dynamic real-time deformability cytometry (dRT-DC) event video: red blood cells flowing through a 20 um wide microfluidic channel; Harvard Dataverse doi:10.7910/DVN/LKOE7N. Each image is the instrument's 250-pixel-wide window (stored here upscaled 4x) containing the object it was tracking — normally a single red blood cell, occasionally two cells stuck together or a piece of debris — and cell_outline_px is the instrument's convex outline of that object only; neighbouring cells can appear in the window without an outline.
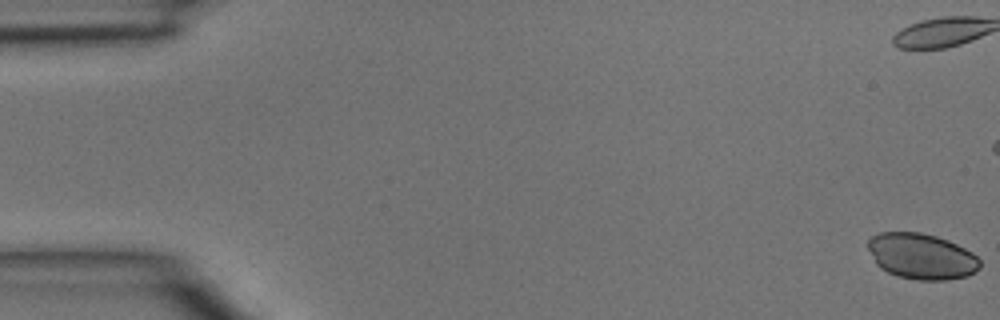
{"species": "common noctule bat (a hibernating species)", "species_latin": "Nyctalus noctula", "temperature_condition": "room temperature", "stored_images_in_passage": 6, "camera_frame_rate_fps": 3000, "um_per_image_px": 0.085, "animal": {"sex": "male", "body_mass_g": 15.6}, "frame": {"image": 1, "passage_image": 1, "time_ms": 0.0, "image_size_px": [1000, 320], "cell_outline_px": [[980, 268], [968, 276], [948, 280], [916, 280], [896, 276], [880, 268], [876, 264], [868, 248], [868, 240], [872, 236], [880, 232], [920, 232], [936, 236], [948, 240], [972, 252], [980, 260]], "centroid_in_image_um": [78.33, 21.79], "position_along_channel_um": 6.7, "area_um2": 30.0}}